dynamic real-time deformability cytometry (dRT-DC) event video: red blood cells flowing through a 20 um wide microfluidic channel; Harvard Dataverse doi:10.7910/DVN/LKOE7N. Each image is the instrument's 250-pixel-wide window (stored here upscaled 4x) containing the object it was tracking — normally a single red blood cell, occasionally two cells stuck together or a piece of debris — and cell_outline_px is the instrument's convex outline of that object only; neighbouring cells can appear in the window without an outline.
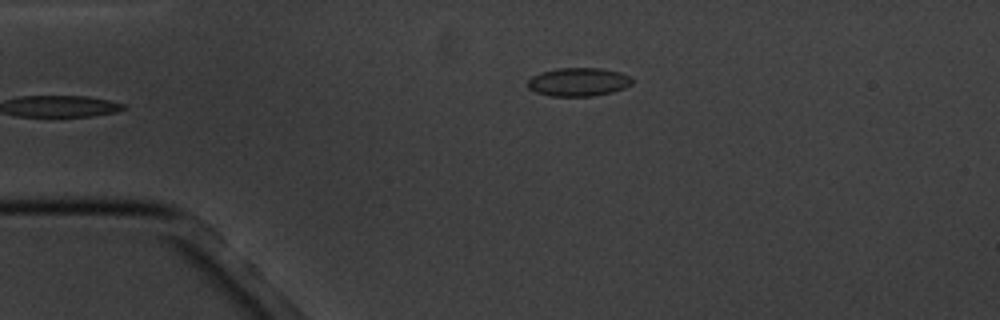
{"species": "common noctule bat (a hibernating species)", "species_latin": "Nyctalus noctula", "temperature_condition": "cold", "stored_images_in_passage": 4, "camera_frame_rate_fps": 3000, "um_per_image_px": 0.085, "animal": {"sex": "male", "body_mass_g": 20.1, "forearm_length_mm": 53.5}, "frame": {"image": 1, "passage_image": 4, "time_ms": 3.333, "image_size_px": [1000, 320], "cell_outline_px": [[632, 84], [624, 88], [612, 92], [592, 96], [548, 96], [536, 92], [528, 88], [528, 80], [532, 76], [540, 72], [560, 68], [600, 68], [620, 72], [632, 76]], "centroid_in_image_um": [49.17, 6.96], "position_along_channel_um": 35.8, "area_um2": 17.4}}